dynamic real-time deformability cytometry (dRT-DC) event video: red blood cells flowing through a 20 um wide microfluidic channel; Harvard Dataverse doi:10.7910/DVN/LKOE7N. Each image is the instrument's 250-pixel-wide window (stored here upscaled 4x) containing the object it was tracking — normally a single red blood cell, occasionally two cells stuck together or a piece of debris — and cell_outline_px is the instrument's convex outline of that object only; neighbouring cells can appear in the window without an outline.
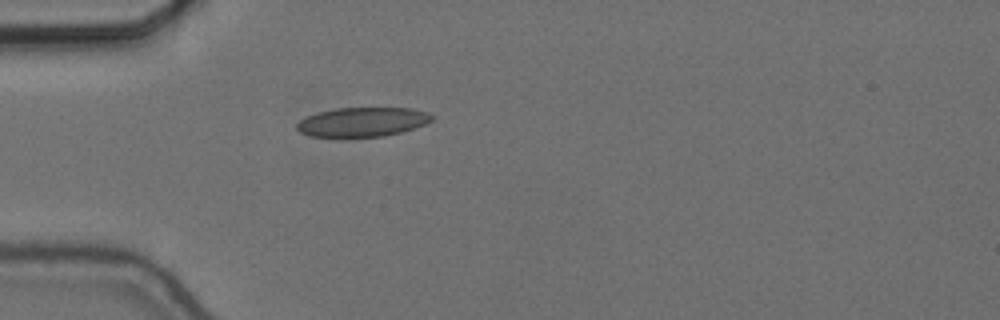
{"species": "common noctule bat (a hibernating species)", "species_latin": "Nyctalus noctula", "temperature_condition": "cold", "stored_images_in_passage": 41, "camera_frame_rate_fps": 3000, "um_per_image_px": 0.085, "animal": {"sex": "female", "body_mass_g": 24.6, "forearm_length_mm": 56.2}, "frame": {"image": 1, "passage_image": 1, "time_ms": 0.0, "image_size_px": [1000, 320], "cell_outline_px": [[436, 116], [432, 120], [424, 124], [400, 132], [384, 136], [308, 136], [300, 132], [296, 128], [296, 124], [300, 120], [316, 112], [336, 108], [412, 108], [428, 112]], "centroid_in_image_um": [30.81, 10.35], "position_along_channel_um": 54.2, "area_um2": 22.89}}
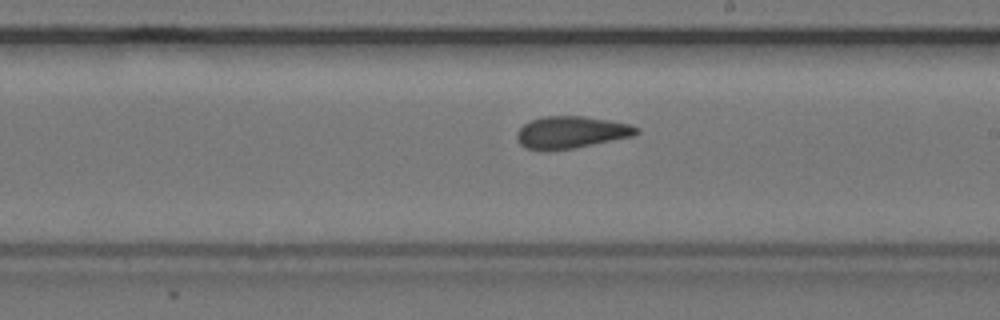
{"frame": {"image": 2, "passage_image": 17, "time_ms": 5.333, "image_size_px": [1000, 320], "cell_outline_px": [[640, 132], [632, 136], [572, 148], [544, 152], [524, 148], [520, 144], [516, 136], [516, 132], [524, 124], [532, 120], [544, 116], [584, 116], [628, 124], [640, 128]], "centroid_in_image_um": [48.49, 11.26], "position_along_channel_um": 240.5, "area_um2": 22.31}}
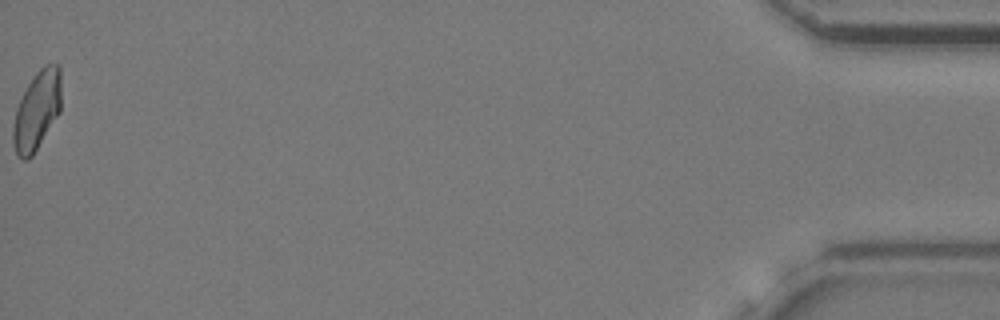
{"frame": {"image": 3, "passage_image": 41, "time_ms": 13.333, "image_size_px": [1000, 320], "cell_outline_px": [[60, 112], [32, 156], [28, 160], [24, 160], [16, 152], [12, 140], [12, 128], [16, 108], [28, 84], [36, 72], [44, 64], [60, 64]], "centroid_in_image_um": [3.13, 9.38], "position_along_channel_um": 432.1, "area_um2": 21.96}, "authors_computed_cell_mechanics": {"area_um2": 22.3686, "velocity_mm_per_s": 3.6472, "shape_relaxation_time_tau1_ms": null, "shape_relaxation_time_tau2_ms": 3.5467, "deformation_change_tau1": null, "deformation_change_tau2": 0.1004}}